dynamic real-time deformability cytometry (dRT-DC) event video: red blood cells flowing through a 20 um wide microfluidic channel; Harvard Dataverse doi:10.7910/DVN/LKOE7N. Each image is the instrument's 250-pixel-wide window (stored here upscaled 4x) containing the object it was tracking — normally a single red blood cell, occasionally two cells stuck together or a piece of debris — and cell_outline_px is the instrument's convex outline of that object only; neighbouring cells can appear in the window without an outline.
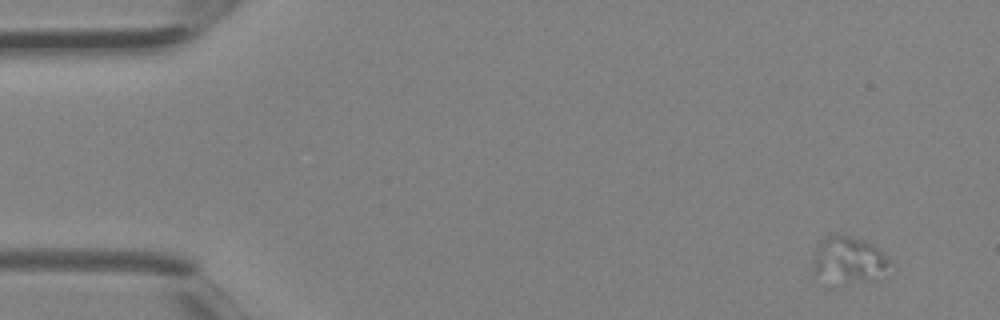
{"species": "Egyptian fruit bat (a non-hibernating species)", "species_latin": "Rousettus aegyptiacus", "temperature_condition": "room temperature", "stored_images_in_passage": 5, "camera_frame_rate_fps": 3000, "um_per_image_px": 0.085, "animal": {"sex": "female"}, "frame": {"image": 1, "passage_image": 2, "time_ms": 0.333, "image_size_px": [1000, 320], "cell_outline_px": [[888, 260], [876, 280], [840, 288], [828, 288], [812, 276], [812, 260], [820, 240], [836, 232], [864, 240], [872, 244]], "centroid_in_image_um": [71.94, 22.23], "position_along_channel_um": 13.1, "area_um2": 22.25}}
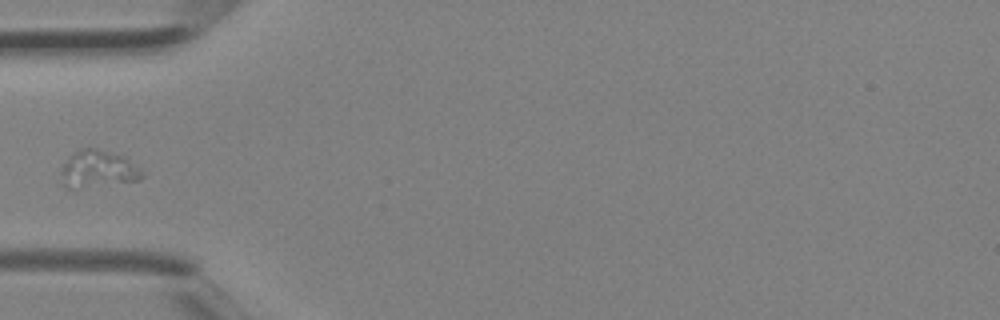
{"frame": {"image": 2, "passage_image": 5, "time_ms": 1.333, "image_size_px": [1000, 320], "cell_outline_px": [[144, 176], [140, 180], [76, 192], [72, 192], [64, 188], [60, 184], [56, 172], [76, 152], [84, 148], [92, 148], [124, 156], [140, 168]], "centroid_in_image_um": [8.23, 14.5], "position_along_channel_um": 76.8, "area_um2": 18.73}}